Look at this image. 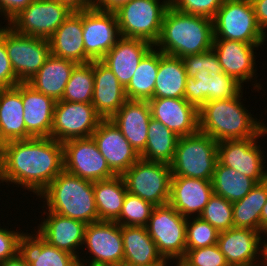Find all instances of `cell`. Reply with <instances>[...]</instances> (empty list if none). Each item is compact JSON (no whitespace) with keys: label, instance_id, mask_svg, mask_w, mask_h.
<instances>
[{"label":"cell","instance_id":"obj_1","mask_svg":"<svg viewBox=\"0 0 267 266\" xmlns=\"http://www.w3.org/2000/svg\"><path fill=\"white\" fill-rule=\"evenodd\" d=\"M63 170V144L51 137L15 140L0 146V183H14L38 197Z\"/></svg>","mask_w":267,"mask_h":266},{"label":"cell","instance_id":"obj_2","mask_svg":"<svg viewBox=\"0 0 267 266\" xmlns=\"http://www.w3.org/2000/svg\"><path fill=\"white\" fill-rule=\"evenodd\" d=\"M243 90L233 98L206 102L199 109V131L216 142L267 136V125L242 104Z\"/></svg>","mask_w":267,"mask_h":266},{"label":"cell","instance_id":"obj_3","mask_svg":"<svg viewBox=\"0 0 267 266\" xmlns=\"http://www.w3.org/2000/svg\"><path fill=\"white\" fill-rule=\"evenodd\" d=\"M187 78L184 99L200 109L206 102L235 97L242 85L223 72L215 52L186 55L182 58Z\"/></svg>","mask_w":267,"mask_h":266},{"label":"cell","instance_id":"obj_4","mask_svg":"<svg viewBox=\"0 0 267 266\" xmlns=\"http://www.w3.org/2000/svg\"><path fill=\"white\" fill-rule=\"evenodd\" d=\"M213 40L212 19L186 14L169 6L163 17L160 37L154 47L164 54L183 58L211 50Z\"/></svg>","mask_w":267,"mask_h":266},{"label":"cell","instance_id":"obj_5","mask_svg":"<svg viewBox=\"0 0 267 266\" xmlns=\"http://www.w3.org/2000/svg\"><path fill=\"white\" fill-rule=\"evenodd\" d=\"M50 212L86 224L98 222L93 182L63 170L38 196Z\"/></svg>","mask_w":267,"mask_h":266},{"label":"cell","instance_id":"obj_6","mask_svg":"<svg viewBox=\"0 0 267 266\" xmlns=\"http://www.w3.org/2000/svg\"><path fill=\"white\" fill-rule=\"evenodd\" d=\"M218 162V142L197 131L179 137L173 161L172 176H184L211 181Z\"/></svg>","mask_w":267,"mask_h":266},{"label":"cell","instance_id":"obj_7","mask_svg":"<svg viewBox=\"0 0 267 266\" xmlns=\"http://www.w3.org/2000/svg\"><path fill=\"white\" fill-rule=\"evenodd\" d=\"M214 39L264 44L267 34L258 25L251 0H224L213 18Z\"/></svg>","mask_w":267,"mask_h":266},{"label":"cell","instance_id":"obj_8","mask_svg":"<svg viewBox=\"0 0 267 266\" xmlns=\"http://www.w3.org/2000/svg\"><path fill=\"white\" fill-rule=\"evenodd\" d=\"M169 0H132L116 12L121 37L158 41Z\"/></svg>","mask_w":267,"mask_h":266},{"label":"cell","instance_id":"obj_9","mask_svg":"<svg viewBox=\"0 0 267 266\" xmlns=\"http://www.w3.org/2000/svg\"><path fill=\"white\" fill-rule=\"evenodd\" d=\"M122 177L128 193L139 196L155 207L168 204L172 179L169 164L140 158Z\"/></svg>","mask_w":267,"mask_h":266},{"label":"cell","instance_id":"obj_10","mask_svg":"<svg viewBox=\"0 0 267 266\" xmlns=\"http://www.w3.org/2000/svg\"><path fill=\"white\" fill-rule=\"evenodd\" d=\"M186 224L187 218L169 204L153 208L146 228L163 258L173 261L184 258Z\"/></svg>","mask_w":267,"mask_h":266},{"label":"cell","instance_id":"obj_11","mask_svg":"<svg viewBox=\"0 0 267 266\" xmlns=\"http://www.w3.org/2000/svg\"><path fill=\"white\" fill-rule=\"evenodd\" d=\"M72 12L58 0H34L7 25L19 34L48 40Z\"/></svg>","mask_w":267,"mask_h":266},{"label":"cell","instance_id":"obj_12","mask_svg":"<svg viewBox=\"0 0 267 266\" xmlns=\"http://www.w3.org/2000/svg\"><path fill=\"white\" fill-rule=\"evenodd\" d=\"M4 43L20 83L29 82L50 55L47 39L19 34L8 25L4 26Z\"/></svg>","mask_w":267,"mask_h":266},{"label":"cell","instance_id":"obj_13","mask_svg":"<svg viewBox=\"0 0 267 266\" xmlns=\"http://www.w3.org/2000/svg\"><path fill=\"white\" fill-rule=\"evenodd\" d=\"M62 144L66 172L92 182L115 176L93 137L74 138Z\"/></svg>","mask_w":267,"mask_h":266},{"label":"cell","instance_id":"obj_14","mask_svg":"<svg viewBox=\"0 0 267 266\" xmlns=\"http://www.w3.org/2000/svg\"><path fill=\"white\" fill-rule=\"evenodd\" d=\"M102 120L92 103L57 101L51 138L63 143L74 138L92 137Z\"/></svg>","mask_w":267,"mask_h":266},{"label":"cell","instance_id":"obj_15","mask_svg":"<svg viewBox=\"0 0 267 266\" xmlns=\"http://www.w3.org/2000/svg\"><path fill=\"white\" fill-rule=\"evenodd\" d=\"M83 245L87 248L86 250H89L90 255L92 254V259L81 258L78 259L79 263L123 266V239L121 225L118 223L98 221L87 224Z\"/></svg>","mask_w":267,"mask_h":266},{"label":"cell","instance_id":"obj_16","mask_svg":"<svg viewBox=\"0 0 267 266\" xmlns=\"http://www.w3.org/2000/svg\"><path fill=\"white\" fill-rule=\"evenodd\" d=\"M260 137L223 140L218 142V161L241 174L254 179L257 183L267 180V169L263 160V150L258 145ZM262 150V151H261Z\"/></svg>","mask_w":267,"mask_h":266},{"label":"cell","instance_id":"obj_17","mask_svg":"<svg viewBox=\"0 0 267 266\" xmlns=\"http://www.w3.org/2000/svg\"><path fill=\"white\" fill-rule=\"evenodd\" d=\"M82 26L85 54L93 60H101L121 37L115 12L82 10Z\"/></svg>","mask_w":267,"mask_h":266},{"label":"cell","instance_id":"obj_18","mask_svg":"<svg viewBox=\"0 0 267 266\" xmlns=\"http://www.w3.org/2000/svg\"><path fill=\"white\" fill-rule=\"evenodd\" d=\"M92 137L115 175L122 176L140 159V154L131 146L111 119H103Z\"/></svg>","mask_w":267,"mask_h":266},{"label":"cell","instance_id":"obj_19","mask_svg":"<svg viewBox=\"0 0 267 266\" xmlns=\"http://www.w3.org/2000/svg\"><path fill=\"white\" fill-rule=\"evenodd\" d=\"M259 46H262V44L214 39L212 50L215 52L223 72L232 76L243 86L244 82H251V80L257 79L254 49L256 50L257 48L258 50Z\"/></svg>","mask_w":267,"mask_h":266},{"label":"cell","instance_id":"obj_20","mask_svg":"<svg viewBox=\"0 0 267 266\" xmlns=\"http://www.w3.org/2000/svg\"><path fill=\"white\" fill-rule=\"evenodd\" d=\"M151 117L160 121L179 137L199 131V109L184 98L148 100Z\"/></svg>","mask_w":267,"mask_h":266},{"label":"cell","instance_id":"obj_21","mask_svg":"<svg viewBox=\"0 0 267 266\" xmlns=\"http://www.w3.org/2000/svg\"><path fill=\"white\" fill-rule=\"evenodd\" d=\"M47 211L43 212L46 213V218L37 226L36 232L51 246L64 250L80 259L79 254L81 253H78L77 248L81 249V246L83 247L87 224L80 220Z\"/></svg>","mask_w":267,"mask_h":266},{"label":"cell","instance_id":"obj_22","mask_svg":"<svg viewBox=\"0 0 267 266\" xmlns=\"http://www.w3.org/2000/svg\"><path fill=\"white\" fill-rule=\"evenodd\" d=\"M261 234L249 228L233 227L219 232L217 245L229 265L256 266L261 262Z\"/></svg>","mask_w":267,"mask_h":266},{"label":"cell","instance_id":"obj_23","mask_svg":"<svg viewBox=\"0 0 267 266\" xmlns=\"http://www.w3.org/2000/svg\"><path fill=\"white\" fill-rule=\"evenodd\" d=\"M213 194L211 181L172 176L168 204L186 218L198 217Z\"/></svg>","mask_w":267,"mask_h":266},{"label":"cell","instance_id":"obj_24","mask_svg":"<svg viewBox=\"0 0 267 266\" xmlns=\"http://www.w3.org/2000/svg\"><path fill=\"white\" fill-rule=\"evenodd\" d=\"M153 47L152 43L143 39L120 37L101 61L126 88L140 61Z\"/></svg>","mask_w":267,"mask_h":266},{"label":"cell","instance_id":"obj_25","mask_svg":"<svg viewBox=\"0 0 267 266\" xmlns=\"http://www.w3.org/2000/svg\"><path fill=\"white\" fill-rule=\"evenodd\" d=\"M93 76L91 103L103 119H110L128 100L125 88L101 60H93Z\"/></svg>","mask_w":267,"mask_h":266},{"label":"cell","instance_id":"obj_26","mask_svg":"<svg viewBox=\"0 0 267 266\" xmlns=\"http://www.w3.org/2000/svg\"><path fill=\"white\" fill-rule=\"evenodd\" d=\"M82 36V10L73 11L48 39L50 54L77 64L91 62L92 60L85 54Z\"/></svg>","mask_w":267,"mask_h":266},{"label":"cell","instance_id":"obj_27","mask_svg":"<svg viewBox=\"0 0 267 266\" xmlns=\"http://www.w3.org/2000/svg\"><path fill=\"white\" fill-rule=\"evenodd\" d=\"M151 118L148 101L127 100L110 119L140 154L146 147L148 125Z\"/></svg>","mask_w":267,"mask_h":266},{"label":"cell","instance_id":"obj_28","mask_svg":"<svg viewBox=\"0 0 267 266\" xmlns=\"http://www.w3.org/2000/svg\"><path fill=\"white\" fill-rule=\"evenodd\" d=\"M22 102L26 131L32 137H51L56 101L22 83Z\"/></svg>","mask_w":267,"mask_h":266},{"label":"cell","instance_id":"obj_29","mask_svg":"<svg viewBox=\"0 0 267 266\" xmlns=\"http://www.w3.org/2000/svg\"><path fill=\"white\" fill-rule=\"evenodd\" d=\"M22 83L0 89V146L6 142L33 138L24 122Z\"/></svg>","mask_w":267,"mask_h":266},{"label":"cell","instance_id":"obj_30","mask_svg":"<svg viewBox=\"0 0 267 266\" xmlns=\"http://www.w3.org/2000/svg\"><path fill=\"white\" fill-rule=\"evenodd\" d=\"M18 254L30 266H78V258L48 244L37 232L24 233L18 242Z\"/></svg>","mask_w":267,"mask_h":266},{"label":"cell","instance_id":"obj_31","mask_svg":"<svg viewBox=\"0 0 267 266\" xmlns=\"http://www.w3.org/2000/svg\"><path fill=\"white\" fill-rule=\"evenodd\" d=\"M77 63L50 54L44 65L27 82L36 91L51 97L56 102L62 99L65 87Z\"/></svg>","mask_w":267,"mask_h":266},{"label":"cell","instance_id":"obj_32","mask_svg":"<svg viewBox=\"0 0 267 266\" xmlns=\"http://www.w3.org/2000/svg\"><path fill=\"white\" fill-rule=\"evenodd\" d=\"M123 266H144L162 261L155 242L143 226H121Z\"/></svg>","mask_w":267,"mask_h":266},{"label":"cell","instance_id":"obj_33","mask_svg":"<svg viewBox=\"0 0 267 266\" xmlns=\"http://www.w3.org/2000/svg\"><path fill=\"white\" fill-rule=\"evenodd\" d=\"M186 78L182 58L159 51L154 98H184Z\"/></svg>","mask_w":267,"mask_h":266},{"label":"cell","instance_id":"obj_34","mask_svg":"<svg viewBox=\"0 0 267 266\" xmlns=\"http://www.w3.org/2000/svg\"><path fill=\"white\" fill-rule=\"evenodd\" d=\"M93 190L99 221L116 222L119 219L127 194L121 175L93 182Z\"/></svg>","mask_w":267,"mask_h":266},{"label":"cell","instance_id":"obj_35","mask_svg":"<svg viewBox=\"0 0 267 266\" xmlns=\"http://www.w3.org/2000/svg\"><path fill=\"white\" fill-rule=\"evenodd\" d=\"M179 136L160 121L151 118L145 149L140 158L151 162L171 164L174 158Z\"/></svg>","mask_w":267,"mask_h":266},{"label":"cell","instance_id":"obj_36","mask_svg":"<svg viewBox=\"0 0 267 266\" xmlns=\"http://www.w3.org/2000/svg\"><path fill=\"white\" fill-rule=\"evenodd\" d=\"M267 200V180L257 185L242 199L232 203L234 228L261 232V211Z\"/></svg>","mask_w":267,"mask_h":266},{"label":"cell","instance_id":"obj_37","mask_svg":"<svg viewBox=\"0 0 267 266\" xmlns=\"http://www.w3.org/2000/svg\"><path fill=\"white\" fill-rule=\"evenodd\" d=\"M159 68V50L152 48L140 61L138 68L125 88L128 100L148 101L154 98Z\"/></svg>","mask_w":267,"mask_h":266},{"label":"cell","instance_id":"obj_38","mask_svg":"<svg viewBox=\"0 0 267 266\" xmlns=\"http://www.w3.org/2000/svg\"><path fill=\"white\" fill-rule=\"evenodd\" d=\"M211 182L214 193L232 203L244 198L257 185L254 179L222 165L219 161Z\"/></svg>","mask_w":267,"mask_h":266},{"label":"cell","instance_id":"obj_39","mask_svg":"<svg viewBox=\"0 0 267 266\" xmlns=\"http://www.w3.org/2000/svg\"><path fill=\"white\" fill-rule=\"evenodd\" d=\"M93 91V61L77 64L71 73L61 101L91 103Z\"/></svg>","mask_w":267,"mask_h":266},{"label":"cell","instance_id":"obj_40","mask_svg":"<svg viewBox=\"0 0 267 266\" xmlns=\"http://www.w3.org/2000/svg\"><path fill=\"white\" fill-rule=\"evenodd\" d=\"M199 217L215 227L218 232L234 227L232 202L215 193L211 196Z\"/></svg>","mask_w":267,"mask_h":266},{"label":"cell","instance_id":"obj_41","mask_svg":"<svg viewBox=\"0 0 267 266\" xmlns=\"http://www.w3.org/2000/svg\"><path fill=\"white\" fill-rule=\"evenodd\" d=\"M154 207V205L139 196L127 192L119 219L116 223L121 226L146 227Z\"/></svg>","mask_w":267,"mask_h":266},{"label":"cell","instance_id":"obj_42","mask_svg":"<svg viewBox=\"0 0 267 266\" xmlns=\"http://www.w3.org/2000/svg\"><path fill=\"white\" fill-rule=\"evenodd\" d=\"M218 235V230L201 217L187 218L186 250L215 245L218 241Z\"/></svg>","mask_w":267,"mask_h":266},{"label":"cell","instance_id":"obj_43","mask_svg":"<svg viewBox=\"0 0 267 266\" xmlns=\"http://www.w3.org/2000/svg\"><path fill=\"white\" fill-rule=\"evenodd\" d=\"M186 266H229L217 244L186 250L181 260Z\"/></svg>","mask_w":267,"mask_h":266},{"label":"cell","instance_id":"obj_44","mask_svg":"<svg viewBox=\"0 0 267 266\" xmlns=\"http://www.w3.org/2000/svg\"><path fill=\"white\" fill-rule=\"evenodd\" d=\"M169 2L177 11L213 20L224 0H169Z\"/></svg>","mask_w":267,"mask_h":266},{"label":"cell","instance_id":"obj_45","mask_svg":"<svg viewBox=\"0 0 267 266\" xmlns=\"http://www.w3.org/2000/svg\"><path fill=\"white\" fill-rule=\"evenodd\" d=\"M18 83L20 82L13 71L5 48L4 26H2L0 28V89L15 87Z\"/></svg>","mask_w":267,"mask_h":266},{"label":"cell","instance_id":"obj_46","mask_svg":"<svg viewBox=\"0 0 267 266\" xmlns=\"http://www.w3.org/2000/svg\"><path fill=\"white\" fill-rule=\"evenodd\" d=\"M23 231L0 227V263L18 253V242Z\"/></svg>","mask_w":267,"mask_h":266},{"label":"cell","instance_id":"obj_47","mask_svg":"<svg viewBox=\"0 0 267 266\" xmlns=\"http://www.w3.org/2000/svg\"><path fill=\"white\" fill-rule=\"evenodd\" d=\"M34 0H0V15L8 22Z\"/></svg>","mask_w":267,"mask_h":266},{"label":"cell","instance_id":"obj_48","mask_svg":"<svg viewBox=\"0 0 267 266\" xmlns=\"http://www.w3.org/2000/svg\"><path fill=\"white\" fill-rule=\"evenodd\" d=\"M258 25L266 34L267 28V0H251Z\"/></svg>","mask_w":267,"mask_h":266},{"label":"cell","instance_id":"obj_49","mask_svg":"<svg viewBox=\"0 0 267 266\" xmlns=\"http://www.w3.org/2000/svg\"><path fill=\"white\" fill-rule=\"evenodd\" d=\"M132 0H95L92 8L104 12H116L121 6Z\"/></svg>","mask_w":267,"mask_h":266},{"label":"cell","instance_id":"obj_50","mask_svg":"<svg viewBox=\"0 0 267 266\" xmlns=\"http://www.w3.org/2000/svg\"><path fill=\"white\" fill-rule=\"evenodd\" d=\"M73 11L91 9L95 0H58Z\"/></svg>","mask_w":267,"mask_h":266},{"label":"cell","instance_id":"obj_51","mask_svg":"<svg viewBox=\"0 0 267 266\" xmlns=\"http://www.w3.org/2000/svg\"><path fill=\"white\" fill-rule=\"evenodd\" d=\"M0 266H30L18 253L0 263Z\"/></svg>","mask_w":267,"mask_h":266},{"label":"cell","instance_id":"obj_52","mask_svg":"<svg viewBox=\"0 0 267 266\" xmlns=\"http://www.w3.org/2000/svg\"><path fill=\"white\" fill-rule=\"evenodd\" d=\"M264 234V235H263ZM262 234L263 238L267 236V232H264ZM266 234V236H265ZM263 238H261V265L263 266H267V239L263 240Z\"/></svg>","mask_w":267,"mask_h":266},{"label":"cell","instance_id":"obj_53","mask_svg":"<svg viewBox=\"0 0 267 266\" xmlns=\"http://www.w3.org/2000/svg\"><path fill=\"white\" fill-rule=\"evenodd\" d=\"M267 232V200L261 211V233Z\"/></svg>","mask_w":267,"mask_h":266},{"label":"cell","instance_id":"obj_54","mask_svg":"<svg viewBox=\"0 0 267 266\" xmlns=\"http://www.w3.org/2000/svg\"><path fill=\"white\" fill-rule=\"evenodd\" d=\"M168 261H170V260H167V259H163L162 261H160V262H156V263H154V264H149V265H144V266H167L168 264H169V262ZM168 263V264H167Z\"/></svg>","mask_w":267,"mask_h":266},{"label":"cell","instance_id":"obj_55","mask_svg":"<svg viewBox=\"0 0 267 266\" xmlns=\"http://www.w3.org/2000/svg\"><path fill=\"white\" fill-rule=\"evenodd\" d=\"M78 266H102V265H92V264L85 265V263H78Z\"/></svg>","mask_w":267,"mask_h":266},{"label":"cell","instance_id":"obj_56","mask_svg":"<svg viewBox=\"0 0 267 266\" xmlns=\"http://www.w3.org/2000/svg\"><path fill=\"white\" fill-rule=\"evenodd\" d=\"M175 264V266H186L182 261H176Z\"/></svg>","mask_w":267,"mask_h":266}]
</instances>
